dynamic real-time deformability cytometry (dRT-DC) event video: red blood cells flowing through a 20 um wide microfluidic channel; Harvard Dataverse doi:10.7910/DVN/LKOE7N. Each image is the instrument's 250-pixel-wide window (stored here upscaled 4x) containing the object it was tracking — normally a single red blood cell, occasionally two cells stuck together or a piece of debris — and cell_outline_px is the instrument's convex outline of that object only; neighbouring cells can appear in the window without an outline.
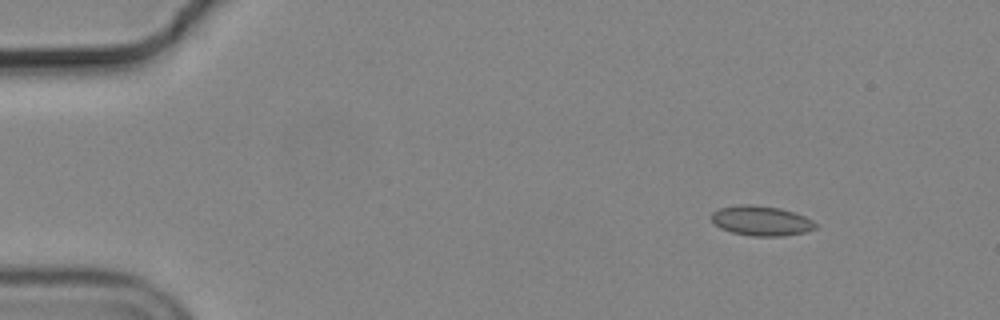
{"species": "common noctule bat (a hibernating species)", "species_latin": "Nyctalus noctula", "temperature_condition": "cold", "stored_images_in_passage": 50, "camera_frame_rate_fps": 3000, "um_per_image_px": 0.085, "animal": {"sex": "male", "body_mass_g": 19.2, "forearm_length_mm": 51.8}, "frame": {"image": 1, "passage_image": 1, "time_ms": 0.0, "image_size_px": [1000, 320], "cell_outline_px": [[816, 228], [804, 232], [784, 236], [752, 236], [732, 232], [720, 228], [708, 216], [716, 208], [740, 204], [756, 204], [780, 208], [804, 216], [812, 220], [816, 224]], "centroid_in_image_um": [64.65, 18.75], "position_along_channel_um": 20.4, "area_um2": 18.26}}
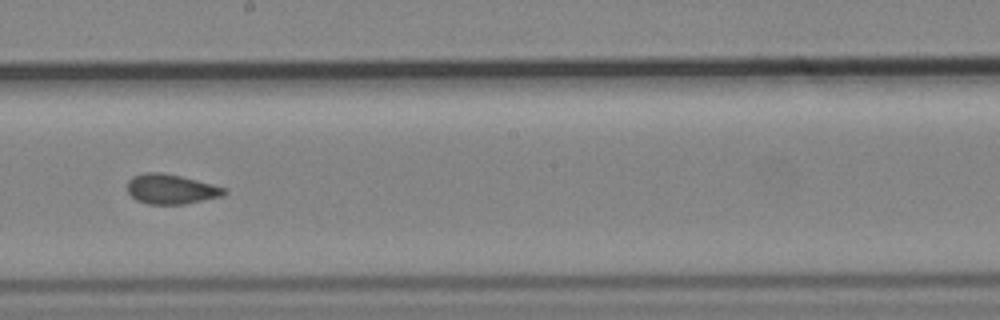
{"frame": {"image": 2, "passage_image": 26, "time_ms": 8.333, "image_size_px": [1000, 320], "cell_outline_px": [[228, 192], [220, 196], [184, 204], [148, 204], [136, 200], [128, 192], [128, 180], [132, 176], [144, 172], [160, 172], [180, 176], [228, 188]], "centroid_in_image_um": [14.52, 16.07], "position_along_channel_um": 233.7, "area_um2": 16.76}}
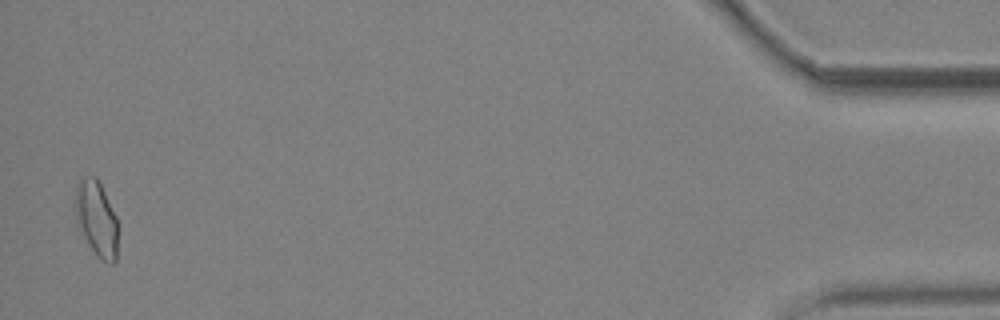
{"frame": {"image": 3, "passage_image": 49, "time_ms": 16.0, "image_size_px": [1000, 320], "cell_outline_px": [[116, 260], [112, 264], [108, 264], [96, 256], [88, 244], [76, 224], [72, 204], [76, 184], [84, 176], [96, 176], [116, 216]], "centroid_in_image_um": [8.13, 18.56], "position_along_channel_um": 427.1, "area_um2": 19.07}, "authors_computed_cell_mechanics": {"area_um2": 17.051, "velocity_mm_per_s": 3.6821, "shape_relaxation_time_tau1_ms": null, "shape_relaxation_time_tau2_ms": 1.6643, "deformation_change_tau1": null, "deformation_change_tau2": 0.0649}}